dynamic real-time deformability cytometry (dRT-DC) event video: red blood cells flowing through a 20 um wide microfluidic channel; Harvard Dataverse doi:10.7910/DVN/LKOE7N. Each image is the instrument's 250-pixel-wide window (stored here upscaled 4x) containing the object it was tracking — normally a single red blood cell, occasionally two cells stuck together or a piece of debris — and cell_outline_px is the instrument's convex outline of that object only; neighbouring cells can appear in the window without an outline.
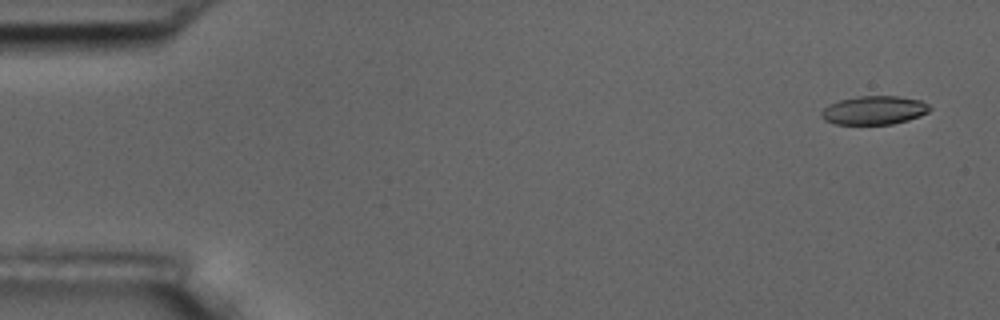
{"species": "common noctule bat (a hibernating species)", "species_latin": "Nyctalus noctula", "temperature_condition": "room temperature", "stored_images_in_passage": 6, "segment_of_instrument_passage": [2, 2], "camera_frame_rate_fps": 3000, "um_per_image_px": 0.085, "animal": {"sex": "male", "body_mass_g": 17.5, "forearm_length_mm": 52.3}, "frame": {"image": 1, "passage_image": 6, "time_ms": 5.667, "image_size_px": [1000, 320], "cell_outline_px": [[932, 108], [928, 112], [920, 116], [908, 120], [892, 124], [836, 124], [824, 120], [820, 116], [820, 112], [828, 104], [840, 100], [860, 96], [896, 96], [920, 100], [928, 104]], "centroid_in_image_um": [74.29, 9.37], "position_along_channel_um": 10.7, "area_um2": 18.09}}